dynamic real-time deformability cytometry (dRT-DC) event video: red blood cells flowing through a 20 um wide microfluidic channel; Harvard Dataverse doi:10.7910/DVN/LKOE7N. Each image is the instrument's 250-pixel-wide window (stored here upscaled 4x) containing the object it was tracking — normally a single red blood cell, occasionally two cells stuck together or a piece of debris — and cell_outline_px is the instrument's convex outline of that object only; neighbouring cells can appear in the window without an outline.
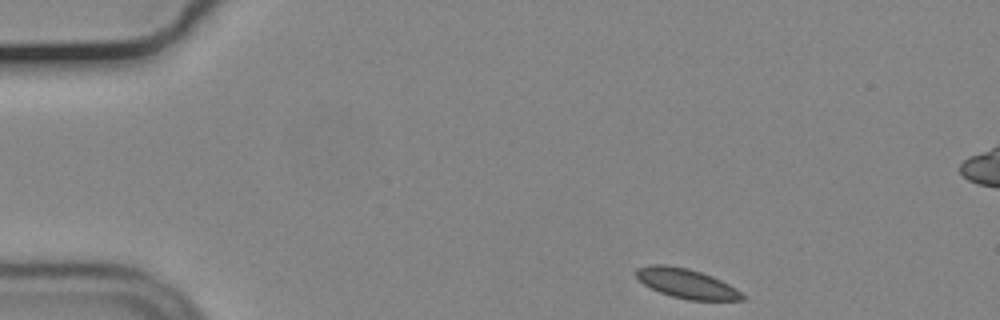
{"species": "common noctule bat (a hibernating species)", "species_latin": "Nyctalus noctula", "temperature_condition": "cold", "stored_images_in_passage": 49, "camera_frame_rate_fps": 3000, "um_per_image_px": 0.085, "animal": {"sex": "male", "body_mass_g": 19.2, "forearm_length_mm": 51.8}, "frame": {"image": 1, "passage_image": 1, "time_ms": 0.0, "image_size_px": [1000, 320], "cell_outline_px": [[744, 300], [688, 300], [672, 296], [660, 292], [644, 284], [636, 276], [636, 268], [652, 264], [664, 264], [688, 268], [712, 276], [736, 288], [744, 296]], "centroid_in_image_um": [58.34, 24.09], "position_along_channel_um": 26.7, "area_um2": 18.09}}
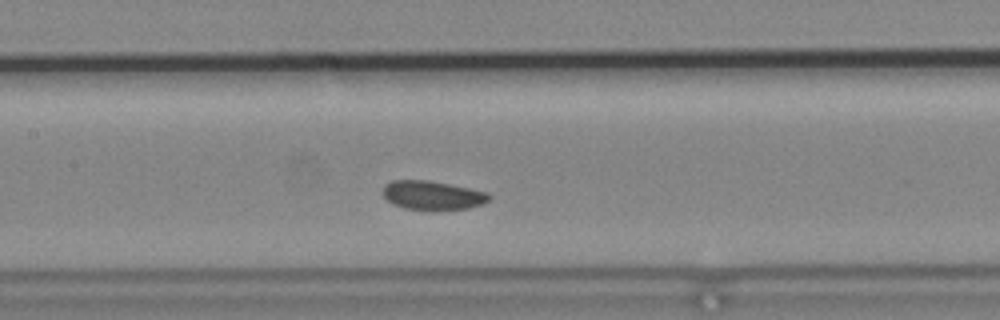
{"frame": {"image": 2, "passage_image": 19, "time_ms": 6.0, "image_size_px": [1000, 320], "cell_outline_px": [[492, 196], [484, 204], [468, 208], [432, 212], [404, 208], [392, 204], [384, 196], [384, 184], [392, 180], [428, 180], [488, 192]], "centroid_in_image_um": [36.77, 16.63], "position_along_channel_um": 170.6, "area_um2": 18.32}}
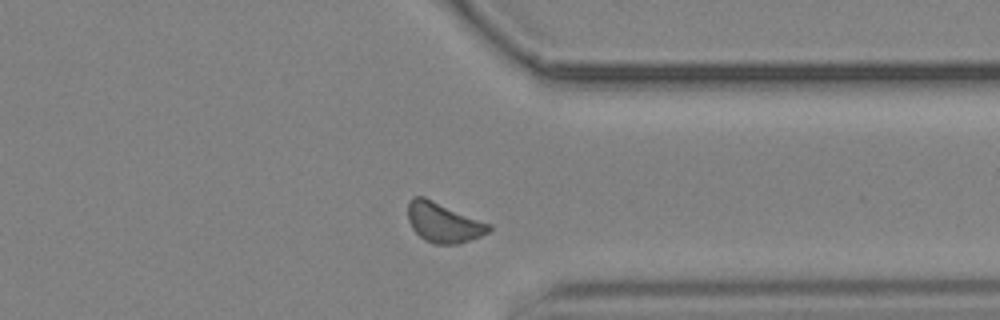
{"frame": {"image": 3, "passage_image": 36, "time_ms": 11.667, "image_size_px": [1000, 320], "cell_outline_px": [[492, 228], [488, 232], [480, 236], [456, 244], [432, 244], [424, 240], [412, 228], [408, 220], [408, 200], [412, 196], [424, 196], [492, 224]], "centroid_in_image_um": [37.68, 18.89], "position_along_channel_um": 373.7, "area_um2": 18.96}}